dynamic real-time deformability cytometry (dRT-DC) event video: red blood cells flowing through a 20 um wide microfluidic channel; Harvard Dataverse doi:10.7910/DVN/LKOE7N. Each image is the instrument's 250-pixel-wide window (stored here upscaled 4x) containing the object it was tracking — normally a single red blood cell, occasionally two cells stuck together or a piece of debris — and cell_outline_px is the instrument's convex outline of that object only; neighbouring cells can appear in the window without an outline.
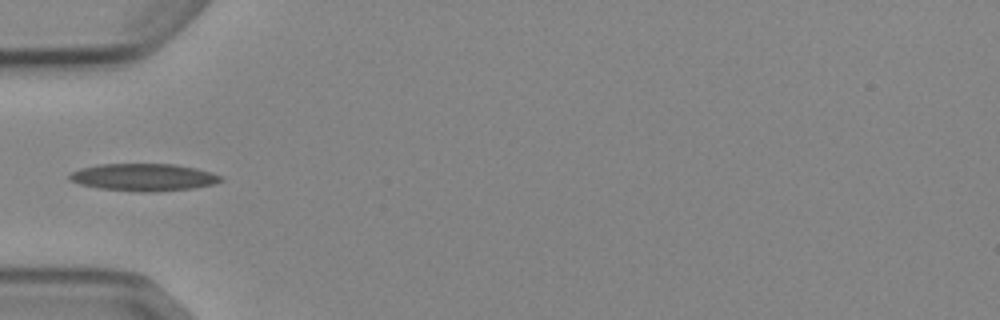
{"species": "Egyptian fruit bat (a non-hibernating species)", "species_latin": "Rousettus aegyptiacus", "temperature_condition": "cold", "stored_images_in_passage": 2, "camera_frame_rate_fps": 3000, "um_per_image_px": 0.085, "animal": {"sex": "female"}, "frame": {"image": 1, "passage_image": 1, "time_ms": 0.0, "image_size_px": [1000, 320], "cell_outline_px": [[224, 180], [212, 184], [192, 188], [148, 192], [140, 192], [100, 188], [80, 184], [72, 180], [68, 176], [72, 172], [80, 168], [96, 164], [176, 164], [196, 168], [212, 172], [220, 176]], "centroid_in_image_um": [12.21, 15.05], "position_along_channel_um": 72.8, "area_um2": 23.93}}
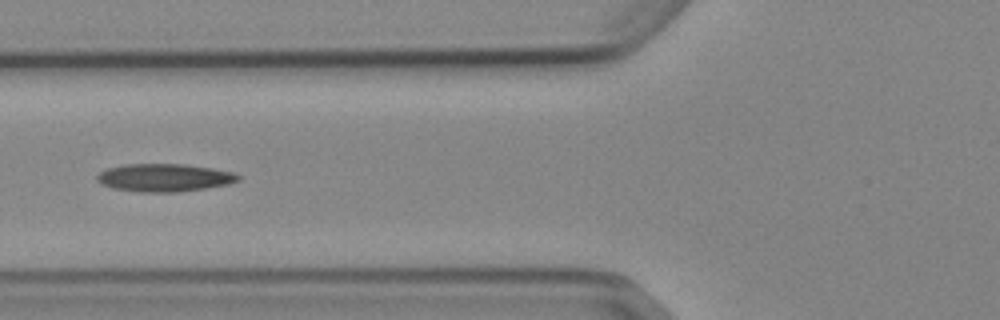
{"frame": {"image": 2, "passage_image": 2, "time_ms": 1.0, "image_size_px": [1000, 320], "cell_outline_px": [[240, 180], [228, 184], [204, 188], [176, 192], [140, 192], [112, 188], [96, 180], [96, 176], [100, 172], [108, 168], [124, 164], [184, 164], [212, 168], [232, 172], [240, 176]], "centroid_in_image_um": [13.96, 15.1], "position_along_channel_um": 111.8, "area_um2": 22.77}}